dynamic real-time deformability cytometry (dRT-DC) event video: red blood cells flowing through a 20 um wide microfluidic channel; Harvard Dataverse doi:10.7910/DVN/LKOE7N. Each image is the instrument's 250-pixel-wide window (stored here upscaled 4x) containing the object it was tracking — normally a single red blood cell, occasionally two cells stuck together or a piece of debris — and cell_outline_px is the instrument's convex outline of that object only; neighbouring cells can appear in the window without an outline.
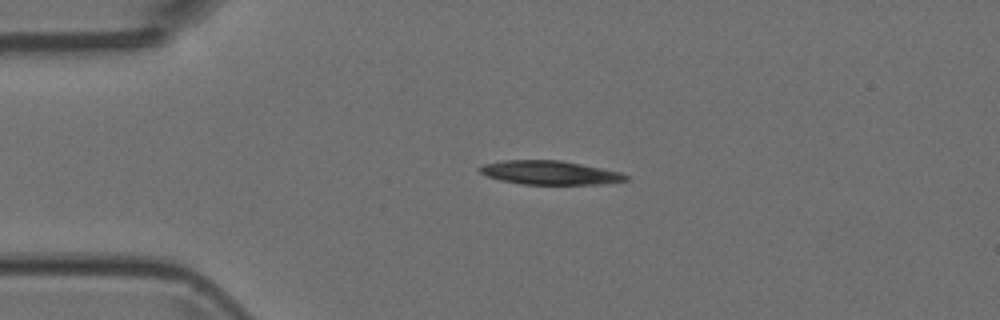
{"species": "Egyptian fruit bat (a non-hibernating species)", "species_latin": "Rousettus aegyptiacus", "temperature_condition": "room temperature", "stored_images_in_passage": 3, "camera_frame_rate_fps": 3000, "um_per_image_px": 0.085, "animal": {"sex": "female"}, "frame": {"image": 1, "passage_image": 1, "time_ms": 0.0, "image_size_px": [1000, 320], "cell_outline_px": [[628, 180], [600, 184], [520, 184], [500, 180], [488, 176], [480, 172], [476, 168], [484, 164], [504, 160], [560, 160], [620, 172], [628, 176]], "centroid_in_image_um": [46.69, 14.67], "position_along_channel_um": 38.3, "area_um2": 20.11}}
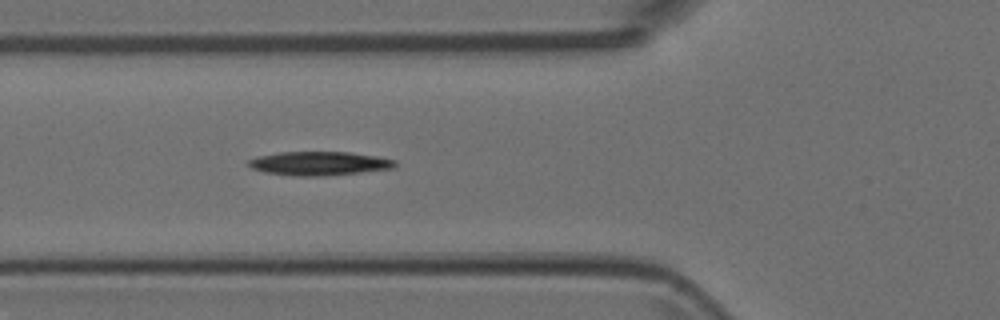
{"frame": {"image": 2, "passage_image": 3, "time_ms": 0.667, "image_size_px": [1000, 320], "cell_outline_px": [[396, 164], [392, 168], [360, 172], [320, 176], [292, 176], [264, 172], [252, 168], [244, 164], [248, 160], [260, 156], [280, 152], [348, 152], [376, 156], [396, 160]], "centroid_in_image_um": [27.08, 13.89], "position_along_channel_um": 98.7, "area_um2": 20.23}}